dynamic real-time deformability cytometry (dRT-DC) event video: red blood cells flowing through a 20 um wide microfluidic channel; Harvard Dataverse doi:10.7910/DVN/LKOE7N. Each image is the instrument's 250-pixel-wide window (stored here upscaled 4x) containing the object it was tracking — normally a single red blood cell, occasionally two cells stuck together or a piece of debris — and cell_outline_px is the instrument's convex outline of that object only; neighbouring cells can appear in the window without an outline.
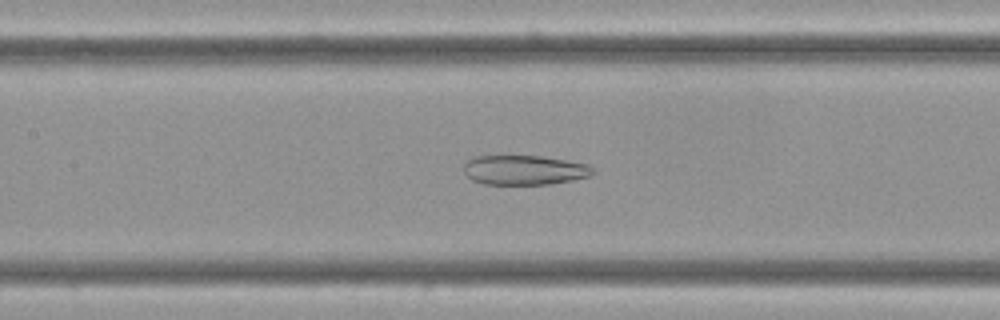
{"species": "Egyptian fruit bat (a non-hibernating species)", "species_latin": "Rousettus aegyptiacus", "temperature_condition": "cold", "stored_images_in_passage": 44, "camera_frame_rate_fps": 3000, "um_per_image_px": 0.085, "frame": {"image": 1, "passage_image": 12, "time_ms": 3.667, "image_size_px": [1000, 320], "cell_outline_px": [[596, 172], [588, 176], [572, 180], [548, 184], [484, 184], [472, 180], [464, 172], [464, 164], [472, 156], [540, 156], [588, 164]], "centroid_in_image_um": [44.54, 14.45], "position_along_channel_um": 162.9, "area_um2": 22.14}}
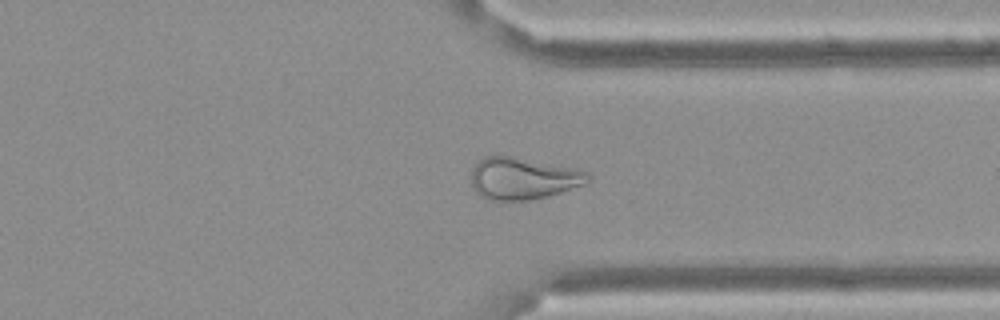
{"frame": {"image": 2, "passage_image": 30, "time_ms": 9.667, "image_size_px": [1000, 320], "cell_outline_px": [[592, 176], [584, 184], [548, 196], [528, 200], [492, 200], [480, 196], [476, 192], [472, 184], [472, 168], [484, 156], [512, 156], [572, 168], [588, 172]], "centroid_in_image_um": [44.44, 15.17], "position_along_channel_um": 367.0, "area_um2": 28.15}}
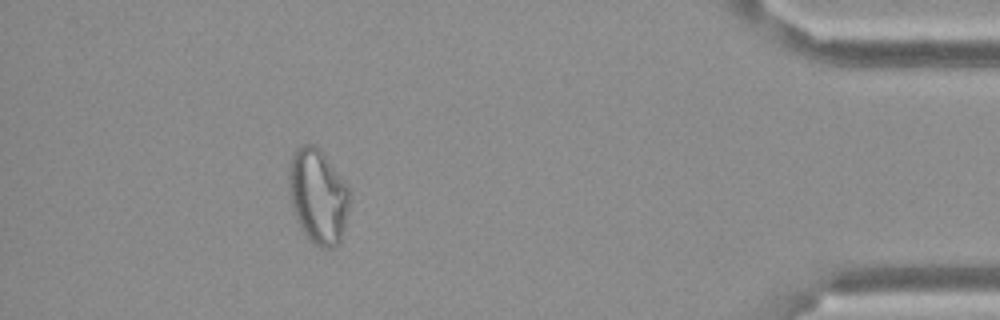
{"frame": {"image": 3, "passage_image": 38, "time_ms": 12.333, "image_size_px": [1000, 320], "cell_outline_px": [[348, 208], [344, 228], [340, 244], [332, 248], [324, 248], [316, 244], [304, 232], [292, 208], [288, 192], [288, 176], [292, 152], [300, 144], [316, 144], [324, 152], [348, 188]], "centroid_in_image_um": [27.0, 16.62], "position_along_channel_um": 408.2, "area_um2": 33.41}, "authors_computed_cell_mechanics": {"area_um2": 27.9463, "velocity_mm_per_s": 3.4066, "shape_relaxation_time_tau1_ms": null, "shape_relaxation_time_tau2_ms": 2.787, "deformation_change_tau1": null, "deformation_change_tau2": 0.1017}}